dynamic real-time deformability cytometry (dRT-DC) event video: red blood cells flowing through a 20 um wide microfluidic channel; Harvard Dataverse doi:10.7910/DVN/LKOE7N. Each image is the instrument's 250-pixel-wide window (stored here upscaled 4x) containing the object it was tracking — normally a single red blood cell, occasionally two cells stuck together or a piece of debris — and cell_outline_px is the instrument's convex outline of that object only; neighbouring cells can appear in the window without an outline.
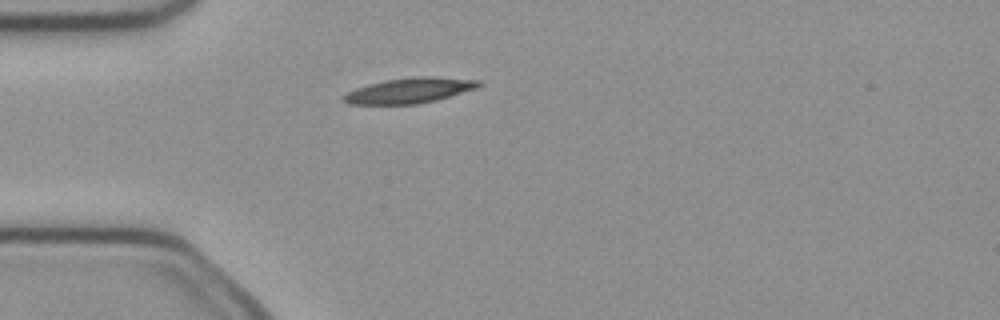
{"species": "common noctule bat (a hibernating species)", "species_latin": "Nyctalus noctula", "temperature_condition": "cold", "stored_images_in_passage": 1, "camera_frame_rate_fps": 3000, "um_per_image_px": 0.085, "animal": {"sex": "female", "body_mass_g": 21.9}, "frame": {"image": 1, "passage_image": 1, "time_ms": 0.0, "image_size_px": [1000, 320], "cell_outline_px": [[484, 84], [476, 88], [436, 100], [416, 104], [348, 104], [344, 100], [344, 96], [348, 92], [356, 88], [368, 84], [384, 80], [412, 76], [436, 76], [480, 80]], "centroid_in_image_um": [34.85, 7.67], "position_along_channel_um": 50.2, "area_um2": 19.94}}